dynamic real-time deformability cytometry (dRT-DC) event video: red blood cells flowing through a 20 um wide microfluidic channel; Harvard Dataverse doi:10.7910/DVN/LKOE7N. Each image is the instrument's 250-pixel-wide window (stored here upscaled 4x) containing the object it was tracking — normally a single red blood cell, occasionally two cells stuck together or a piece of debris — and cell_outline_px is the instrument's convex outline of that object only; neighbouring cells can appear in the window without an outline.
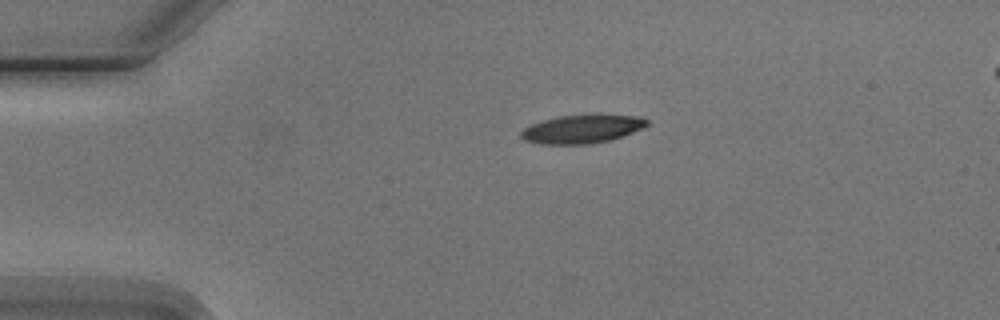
{"species": "Egyptian fruit bat (a non-hibernating species)", "species_latin": "Rousettus aegyptiacus", "temperature_condition": "cold", "stored_images_in_passage": 2, "camera_frame_rate_fps": 3000, "um_per_image_px": 0.085, "animal": {"sex": "male"}, "frame": {"image": 1, "passage_image": 2, "time_ms": 1.333, "image_size_px": [1000, 320], "cell_outline_px": [[648, 124], [644, 128], [608, 140], [588, 144], [540, 144], [524, 140], [520, 136], [520, 132], [524, 128], [532, 124], [544, 120], [560, 116], [640, 116], [648, 120]], "centroid_in_image_um": [49.43, 10.99], "position_along_channel_um": 35.6, "area_um2": 20.23}}